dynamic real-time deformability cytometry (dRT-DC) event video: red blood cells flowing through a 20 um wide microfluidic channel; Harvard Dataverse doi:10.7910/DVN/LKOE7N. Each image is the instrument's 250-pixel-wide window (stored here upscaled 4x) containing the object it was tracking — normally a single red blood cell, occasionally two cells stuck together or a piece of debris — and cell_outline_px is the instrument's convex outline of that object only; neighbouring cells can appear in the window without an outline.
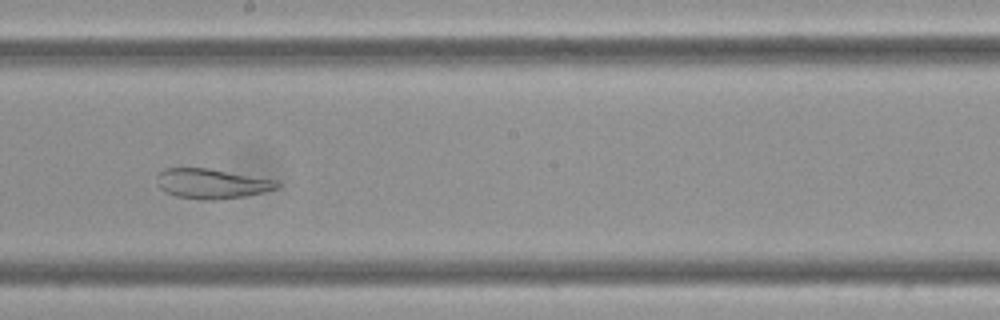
{"species": "Egyptian fruit bat (a non-hibernating species)", "species_latin": "Rousettus aegyptiacus", "temperature_condition": "cold", "stored_images_in_passage": 46, "camera_frame_rate_fps": 3000, "um_per_image_px": 0.085, "frame": {"image": 1, "passage_image": 20, "time_ms": 6.333, "image_size_px": [1000, 320], "cell_outline_px": [[280, 184], [276, 188], [244, 196], [216, 200], [200, 200], [176, 196], [164, 192], [160, 188], [156, 180], [156, 176], [164, 168], [208, 168], [276, 180]], "centroid_in_image_um": [17.93, 15.61], "position_along_channel_um": 230.3, "area_um2": 20.81}, "authors_computed_cell_mechanics": {"area_um2": 28.2931, "velocity_mm_per_s": 3.3715, "shape_relaxation_time_tau1_ms": null, "shape_relaxation_time_tau2_ms": 0.9979, "deformation_change_tau1": null, "deformation_change_tau2": 0.0669}}